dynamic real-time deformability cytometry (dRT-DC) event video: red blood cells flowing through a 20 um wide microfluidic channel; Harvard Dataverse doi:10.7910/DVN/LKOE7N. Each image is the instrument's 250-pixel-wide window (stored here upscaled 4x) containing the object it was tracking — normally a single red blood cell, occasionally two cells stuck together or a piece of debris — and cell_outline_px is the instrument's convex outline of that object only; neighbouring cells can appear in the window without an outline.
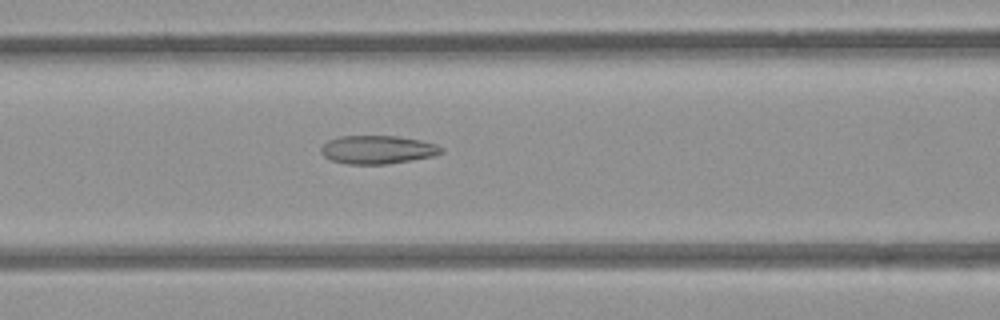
{"species": "common noctule bat (a hibernating species)", "species_latin": "Nyctalus noctula", "temperature_condition": "room temperature", "stored_images_in_passage": 54, "camera_frame_rate_fps": 3000, "um_per_image_px": 0.085, "animal": {"sex": "female", "body_mass_g": 21.9}, "frame": {"image": 1, "passage_image": 23, "time_ms": 7.333, "image_size_px": [1000, 320], "cell_outline_px": [[444, 152], [436, 156], [388, 164], [348, 164], [332, 160], [324, 156], [320, 152], [320, 148], [328, 140], [340, 136], [396, 136], [420, 140], [436, 144], [444, 148]], "centroid_in_image_um": [32.13, 12.72], "position_along_channel_um": 134.5, "area_um2": 20.0}}
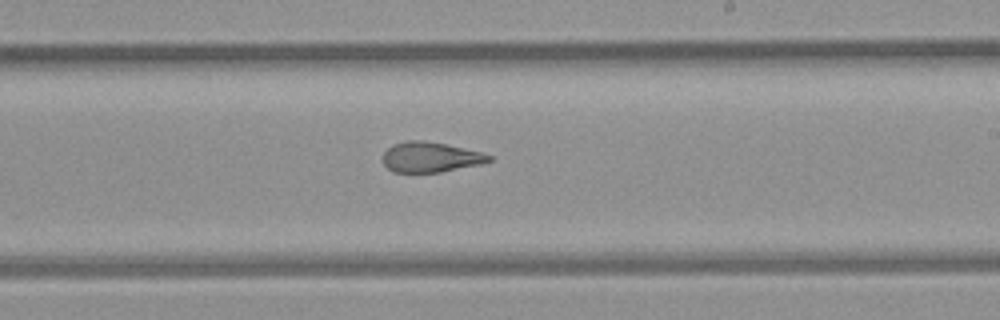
{"frame": {"image": 2, "passage_image": 32, "time_ms": 10.333, "image_size_px": [1000, 320], "cell_outline_px": [[492, 160], [480, 164], [440, 172], [392, 172], [384, 164], [384, 152], [392, 144], [408, 140], [424, 140], [444, 144], [480, 152], [492, 156]], "centroid_in_image_um": [36.56, 13.35], "position_along_channel_um": 252.4, "area_um2": 18.44}}
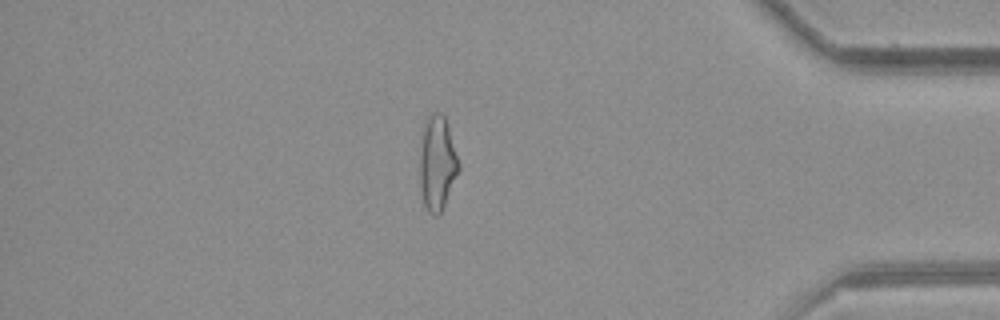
{"frame": {"image": 3, "passage_image": 46, "time_ms": 15.0, "image_size_px": [1000, 320], "cell_outline_px": [[460, 168], [444, 204], [440, 212], [436, 216], [432, 216], [428, 212], [424, 204], [420, 188], [420, 132], [424, 120], [432, 112], [440, 112], [444, 116], [460, 164]], "centroid_in_image_um": [37.13, 13.82], "position_along_channel_um": 398.1, "area_um2": 21.5}, "authors_computed_cell_mechanics": {"area_um2": 21.964, "velocity_mm_per_s": 3.925, "shape_relaxation_time_tau1_ms": null, "shape_relaxation_time_tau2_ms": 2.0692, "deformation_change_tau1": null, "deformation_change_tau2": 0.1077}}